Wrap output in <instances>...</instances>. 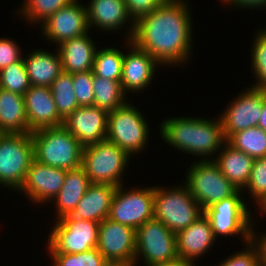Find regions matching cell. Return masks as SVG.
I'll use <instances>...</instances> for the list:
<instances>
[{
	"label": "cell",
	"instance_id": "cell-6",
	"mask_svg": "<svg viewBox=\"0 0 266 266\" xmlns=\"http://www.w3.org/2000/svg\"><path fill=\"white\" fill-rule=\"evenodd\" d=\"M34 159L30 133H0V184L19 190Z\"/></svg>",
	"mask_w": 266,
	"mask_h": 266
},
{
	"label": "cell",
	"instance_id": "cell-15",
	"mask_svg": "<svg viewBox=\"0 0 266 266\" xmlns=\"http://www.w3.org/2000/svg\"><path fill=\"white\" fill-rule=\"evenodd\" d=\"M43 36L57 45L89 31L86 6L72 1L48 17L41 25Z\"/></svg>",
	"mask_w": 266,
	"mask_h": 266
},
{
	"label": "cell",
	"instance_id": "cell-10",
	"mask_svg": "<svg viewBox=\"0 0 266 266\" xmlns=\"http://www.w3.org/2000/svg\"><path fill=\"white\" fill-rule=\"evenodd\" d=\"M240 192L241 190H238L229 198L213 203L204 210L216 239L219 235L237 234H241L246 244L253 239L254 228H252L251 213L241 198L242 192Z\"/></svg>",
	"mask_w": 266,
	"mask_h": 266
},
{
	"label": "cell",
	"instance_id": "cell-3",
	"mask_svg": "<svg viewBox=\"0 0 266 266\" xmlns=\"http://www.w3.org/2000/svg\"><path fill=\"white\" fill-rule=\"evenodd\" d=\"M30 134L38 162L66 171L81 167L84 146L63 125Z\"/></svg>",
	"mask_w": 266,
	"mask_h": 266
},
{
	"label": "cell",
	"instance_id": "cell-47",
	"mask_svg": "<svg viewBox=\"0 0 266 266\" xmlns=\"http://www.w3.org/2000/svg\"><path fill=\"white\" fill-rule=\"evenodd\" d=\"M221 1L228 4L231 0H221Z\"/></svg>",
	"mask_w": 266,
	"mask_h": 266
},
{
	"label": "cell",
	"instance_id": "cell-44",
	"mask_svg": "<svg viewBox=\"0 0 266 266\" xmlns=\"http://www.w3.org/2000/svg\"><path fill=\"white\" fill-rule=\"evenodd\" d=\"M258 127H260L266 132V89H265V97L263 102V109L258 122Z\"/></svg>",
	"mask_w": 266,
	"mask_h": 266
},
{
	"label": "cell",
	"instance_id": "cell-25",
	"mask_svg": "<svg viewBox=\"0 0 266 266\" xmlns=\"http://www.w3.org/2000/svg\"><path fill=\"white\" fill-rule=\"evenodd\" d=\"M219 157L211 159L221 173L239 190L244 189L249 181L254 159L244 152L233 148L227 142Z\"/></svg>",
	"mask_w": 266,
	"mask_h": 266
},
{
	"label": "cell",
	"instance_id": "cell-19",
	"mask_svg": "<svg viewBox=\"0 0 266 266\" xmlns=\"http://www.w3.org/2000/svg\"><path fill=\"white\" fill-rule=\"evenodd\" d=\"M128 53H123L121 84L123 91H140L149 86L153 80L156 65L159 63L146 51L128 40Z\"/></svg>",
	"mask_w": 266,
	"mask_h": 266
},
{
	"label": "cell",
	"instance_id": "cell-13",
	"mask_svg": "<svg viewBox=\"0 0 266 266\" xmlns=\"http://www.w3.org/2000/svg\"><path fill=\"white\" fill-rule=\"evenodd\" d=\"M265 89L252 87L237 96L220 116L226 140L234 133L258 127Z\"/></svg>",
	"mask_w": 266,
	"mask_h": 266
},
{
	"label": "cell",
	"instance_id": "cell-46",
	"mask_svg": "<svg viewBox=\"0 0 266 266\" xmlns=\"http://www.w3.org/2000/svg\"><path fill=\"white\" fill-rule=\"evenodd\" d=\"M260 208V210H262L261 212H262V214H263V211H264V213H266V201H265V203L261 206V207H259Z\"/></svg>",
	"mask_w": 266,
	"mask_h": 266
},
{
	"label": "cell",
	"instance_id": "cell-26",
	"mask_svg": "<svg viewBox=\"0 0 266 266\" xmlns=\"http://www.w3.org/2000/svg\"><path fill=\"white\" fill-rule=\"evenodd\" d=\"M0 133H30L24 96L1 88Z\"/></svg>",
	"mask_w": 266,
	"mask_h": 266
},
{
	"label": "cell",
	"instance_id": "cell-14",
	"mask_svg": "<svg viewBox=\"0 0 266 266\" xmlns=\"http://www.w3.org/2000/svg\"><path fill=\"white\" fill-rule=\"evenodd\" d=\"M97 248L106 261L135 262L136 230L106 218L99 223Z\"/></svg>",
	"mask_w": 266,
	"mask_h": 266
},
{
	"label": "cell",
	"instance_id": "cell-11",
	"mask_svg": "<svg viewBox=\"0 0 266 266\" xmlns=\"http://www.w3.org/2000/svg\"><path fill=\"white\" fill-rule=\"evenodd\" d=\"M140 256L147 266H157L176 260V234L159 220L146 221L136 230L135 264L138 263Z\"/></svg>",
	"mask_w": 266,
	"mask_h": 266
},
{
	"label": "cell",
	"instance_id": "cell-20",
	"mask_svg": "<svg viewBox=\"0 0 266 266\" xmlns=\"http://www.w3.org/2000/svg\"><path fill=\"white\" fill-rule=\"evenodd\" d=\"M86 11L89 28L95 25L100 30L116 31L130 21L131 29L129 28L127 40L132 38L135 23L131 20L124 0H90Z\"/></svg>",
	"mask_w": 266,
	"mask_h": 266
},
{
	"label": "cell",
	"instance_id": "cell-2",
	"mask_svg": "<svg viewBox=\"0 0 266 266\" xmlns=\"http://www.w3.org/2000/svg\"><path fill=\"white\" fill-rule=\"evenodd\" d=\"M218 118L217 121L199 117L170 118L161 123L160 134L175 149L208 158L226 143L222 121Z\"/></svg>",
	"mask_w": 266,
	"mask_h": 266
},
{
	"label": "cell",
	"instance_id": "cell-42",
	"mask_svg": "<svg viewBox=\"0 0 266 266\" xmlns=\"http://www.w3.org/2000/svg\"><path fill=\"white\" fill-rule=\"evenodd\" d=\"M256 236L254 233L253 240L256 241L260 251V266H266V234L260 236L261 238Z\"/></svg>",
	"mask_w": 266,
	"mask_h": 266
},
{
	"label": "cell",
	"instance_id": "cell-41",
	"mask_svg": "<svg viewBox=\"0 0 266 266\" xmlns=\"http://www.w3.org/2000/svg\"><path fill=\"white\" fill-rule=\"evenodd\" d=\"M234 4V7L237 6V8H263L264 6L266 7V0H231L228 5Z\"/></svg>",
	"mask_w": 266,
	"mask_h": 266
},
{
	"label": "cell",
	"instance_id": "cell-17",
	"mask_svg": "<svg viewBox=\"0 0 266 266\" xmlns=\"http://www.w3.org/2000/svg\"><path fill=\"white\" fill-rule=\"evenodd\" d=\"M67 171L56 167L47 166L33 160L19 192L26 193L34 203L53 200L61 190Z\"/></svg>",
	"mask_w": 266,
	"mask_h": 266
},
{
	"label": "cell",
	"instance_id": "cell-18",
	"mask_svg": "<svg viewBox=\"0 0 266 266\" xmlns=\"http://www.w3.org/2000/svg\"><path fill=\"white\" fill-rule=\"evenodd\" d=\"M23 96L30 133L63 125L50 87L30 86Z\"/></svg>",
	"mask_w": 266,
	"mask_h": 266
},
{
	"label": "cell",
	"instance_id": "cell-34",
	"mask_svg": "<svg viewBox=\"0 0 266 266\" xmlns=\"http://www.w3.org/2000/svg\"><path fill=\"white\" fill-rule=\"evenodd\" d=\"M252 46V68L256 83L252 87L266 89V30L257 32Z\"/></svg>",
	"mask_w": 266,
	"mask_h": 266
},
{
	"label": "cell",
	"instance_id": "cell-32",
	"mask_svg": "<svg viewBox=\"0 0 266 266\" xmlns=\"http://www.w3.org/2000/svg\"><path fill=\"white\" fill-rule=\"evenodd\" d=\"M30 86L23 58L0 70L1 89L24 95Z\"/></svg>",
	"mask_w": 266,
	"mask_h": 266
},
{
	"label": "cell",
	"instance_id": "cell-39",
	"mask_svg": "<svg viewBox=\"0 0 266 266\" xmlns=\"http://www.w3.org/2000/svg\"><path fill=\"white\" fill-rule=\"evenodd\" d=\"M127 11L136 23L141 18L147 16L153 10L157 9L166 0H124ZM133 17V18H132Z\"/></svg>",
	"mask_w": 266,
	"mask_h": 266
},
{
	"label": "cell",
	"instance_id": "cell-28",
	"mask_svg": "<svg viewBox=\"0 0 266 266\" xmlns=\"http://www.w3.org/2000/svg\"><path fill=\"white\" fill-rule=\"evenodd\" d=\"M93 92V105L107 113H111L127 103V93L123 91L122 84L118 81L93 74Z\"/></svg>",
	"mask_w": 266,
	"mask_h": 266
},
{
	"label": "cell",
	"instance_id": "cell-43",
	"mask_svg": "<svg viewBox=\"0 0 266 266\" xmlns=\"http://www.w3.org/2000/svg\"><path fill=\"white\" fill-rule=\"evenodd\" d=\"M157 266H195L194 261L187 260L184 258H177L176 260H172L165 264H160Z\"/></svg>",
	"mask_w": 266,
	"mask_h": 266
},
{
	"label": "cell",
	"instance_id": "cell-12",
	"mask_svg": "<svg viewBox=\"0 0 266 266\" xmlns=\"http://www.w3.org/2000/svg\"><path fill=\"white\" fill-rule=\"evenodd\" d=\"M108 218L137 230L146 221L154 219V187L124 191L116 188Z\"/></svg>",
	"mask_w": 266,
	"mask_h": 266
},
{
	"label": "cell",
	"instance_id": "cell-4",
	"mask_svg": "<svg viewBox=\"0 0 266 266\" xmlns=\"http://www.w3.org/2000/svg\"><path fill=\"white\" fill-rule=\"evenodd\" d=\"M164 188L154 187V219L177 234L188 228L204 211L185 185Z\"/></svg>",
	"mask_w": 266,
	"mask_h": 266
},
{
	"label": "cell",
	"instance_id": "cell-31",
	"mask_svg": "<svg viewBox=\"0 0 266 266\" xmlns=\"http://www.w3.org/2000/svg\"><path fill=\"white\" fill-rule=\"evenodd\" d=\"M123 51L110 47L96 50L93 74L120 82L122 76Z\"/></svg>",
	"mask_w": 266,
	"mask_h": 266
},
{
	"label": "cell",
	"instance_id": "cell-16",
	"mask_svg": "<svg viewBox=\"0 0 266 266\" xmlns=\"http://www.w3.org/2000/svg\"><path fill=\"white\" fill-rule=\"evenodd\" d=\"M108 113L96 106L78 107L63 120V126L83 145L106 140Z\"/></svg>",
	"mask_w": 266,
	"mask_h": 266
},
{
	"label": "cell",
	"instance_id": "cell-35",
	"mask_svg": "<svg viewBox=\"0 0 266 266\" xmlns=\"http://www.w3.org/2000/svg\"><path fill=\"white\" fill-rule=\"evenodd\" d=\"M52 266H103L105 258L98 251V248L90 249L77 254H50Z\"/></svg>",
	"mask_w": 266,
	"mask_h": 266
},
{
	"label": "cell",
	"instance_id": "cell-5",
	"mask_svg": "<svg viewBox=\"0 0 266 266\" xmlns=\"http://www.w3.org/2000/svg\"><path fill=\"white\" fill-rule=\"evenodd\" d=\"M130 156L116 144L104 140L83 147L82 165L91 183L122 185V174Z\"/></svg>",
	"mask_w": 266,
	"mask_h": 266
},
{
	"label": "cell",
	"instance_id": "cell-33",
	"mask_svg": "<svg viewBox=\"0 0 266 266\" xmlns=\"http://www.w3.org/2000/svg\"><path fill=\"white\" fill-rule=\"evenodd\" d=\"M18 12L24 15L29 22L43 23L62 7L68 6L74 0H25ZM37 21V22H36Z\"/></svg>",
	"mask_w": 266,
	"mask_h": 266
},
{
	"label": "cell",
	"instance_id": "cell-30",
	"mask_svg": "<svg viewBox=\"0 0 266 266\" xmlns=\"http://www.w3.org/2000/svg\"><path fill=\"white\" fill-rule=\"evenodd\" d=\"M59 116L64 120L78 107L72 74L62 72L50 85Z\"/></svg>",
	"mask_w": 266,
	"mask_h": 266
},
{
	"label": "cell",
	"instance_id": "cell-7",
	"mask_svg": "<svg viewBox=\"0 0 266 266\" xmlns=\"http://www.w3.org/2000/svg\"><path fill=\"white\" fill-rule=\"evenodd\" d=\"M204 156L188 170L185 186L204 211L213 203L234 195L237 189L219 170L213 160Z\"/></svg>",
	"mask_w": 266,
	"mask_h": 266
},
{
	"label": "cell",
	"instance_id": "cell-1",
	"mask_svg": "<svg viewBox=\"0 0 266 266\" xmlns=\"http://www.w3.org/2000/svg\"><path fill=\"white\" fill-rule=\"evenodd\" d=\"M188 8L183 0H166L135 23L131 41L163 66L187 62L193 44Z\"/></svg>",
	"mask_w": 266,
	"mask_h": 266
},
{
	"label": "cell",
	"instance_id": "cell-22",
	"mask_svg": "<svg viewBox=\"0 0 266 266\" xmlns=\"http://www.w3.org/2000/svg\"><path fill=\"white\" fill-rule=\"evenodd\" d=\"M116 186L91 183L70 214L72 217L100 223L108 218Z\"/></svg>",
	"mask_w": 266,
	"mask_h": 266
},
{
	"label": "cell",
	"instance_id": "cell-38",
	"mask_svg": "<svg viewBox=\"0 0 266 266\" xmlns=\"http://www.w3.org/2000/svg\"><path fill=\"white\" fill-rule=\"evenodd\" d=\"M248 248L230 255L221 261L219 266H260V251L256 242L252 239L246 245ZM217 265V266H218Z\"/></svg>",
	"mask_w": 266,
	"mask_h": 266
},
{
	"label": "cell",
	"instance_id": "cell-37",
	"mask_svg": "<svg viewBox=\"0 0 266 266\" xmlns=\"http://www.w3.org/2000/svg\"><path fill=\"white\" fill-rule=\"evenodd\" d=\"M74 93L79 107L93 106V71L72 74Z\"/></svg>",
	"mask_w": 266,
	"mask_h": 266
},
{
	"label": "cell",
	"instance_id": "cell-40",
	"mask_svg": "<svg viewBox=\"0 0 266 266\" xmlns=\"http://www.w3.org/2000/svg\"><path fill=\"white\" fill-rule=\"evenodd\" d=\"M18 47L15 41L0 38V70L22 59Z\"/></svg>",
	"mask_w": 266,
	"mask_h": 266
},
{
	"label": "cell",
	"instance_id": "cell-8",
	"mask_svg": "<svg viewBox=\"0 0 266 266\" xmlns=\"http://www.w3.org/2000/svg\"><path fill=\"white\" fill-rule=\"evenodd\" d=\"M55 223L48 237L49 254H77L97 248L98 222L77 219L69 214Z\"/></svg>",
	"mask_w": 266,
	"mask_h": 266
},
{
	"label": "cell",
	"instance_id": "cell-23",
	"mask_svg": "<svg viewBox=\"0 0 266 266\" xmlns=\"http://www.w3.org/2000/svg\"><path fill=\"white\" fill-rule=\"evenodd\" d=\"M58 47L63 72L74 74L93 70L97 47L88 33L64 41Z\"/></svg>",
	"mask_w": 266,
	"mask_h": 266
},
{
	"label": "cell",
	"instance_id": "cell-45",
	"mask_svg": "<svg viewBox=\"0 0 266 266\" xmlns=\"http://www.w3.org/2000/svg\"><path fill=\"white\" fill-rule=\"evenodd\" d=\"M103 266H135V262L128 261H106Z\"/></svg>",
	"mask_w": 266,
	"mask_h": 266
},
{
	"label": "cell",
	"instance_id": "cell-9",
	"mask_svg": "<svg viewBox=\"0 0 266 266\" xmlns=\"http://www.w3.org/2000/svg\"><path fill=\"white\" fill-rule=\"evenodd\" d=\"M148 131L145 117L130 103L108 113L106 140L116 144L128 155L138 154V151L145 148Z\"/></svg>",
	"mask_w": 266,
	"mask_h": 266
},
{
	"label": "cell",
	"instance_id": "cell-27",
	"mask_svg": "<svg viewBox=\"0 0 266 266\" xmlns=\"http://www.w3.org/2000/svg\"><path fill=\"white\" fill-rule=\"evenodd\" d=\"M90 184L89 177L82 167L67 171L63 186L54 198L57 219L73 212Z\"/></svg>",
	"mask_w": 266,
	"mask_h": 266
},
{
	"label": "cell",
	"instance_id": "cell-21",
	"mask_svg": "<svg viewBox=\"0 0 266 266\" xmlns=\"http://www.w3.org/2000/svg\"><path fill=\"white\" fill-rule=\"evenodd\" d=\"M215 240L210 220L203 213L188 228L176 234L178 258L195 261L208 252Z\"/></svg>",
	"mask_w": 266,
	"mask_h": 266
},
{
	"label": "cell",
	"instance_id": "cell-24",
	"mask_svg": "<svg viewBox=\"0 0 266 266\" xmlns=\"http://www.w3.org/2000/svg\"><path fill=\"white\" fill-rule=\"evenodd\" d=\"M31 86L50 87L53 81L63 72L59 53L34 50L23 58Z\"/></svg>",
	"mask_w": 266,
	"mask_h": 266
},
{
	"label": "cell",
	"instance_id": "cell-29",
	"mask_svg": "<svg viewBox=\"0 0 266 266\" xmlns=\"http://www.w3.org/2000/svg\"><path fill=\"white\" fill-rule=\"evenodd\" d=\"M226 142L253 159L266 157V132L260 127H252L232 134Z\"/></svg>",
	"mask_w": 266,
	"mask_h": 266
},
{
	"label": "cell",
	"instance_id": "cell-36",
	"mask_svg": "<svg viewBox=\"0 0 266 266\" xmlns=\"http://www.w3.org/2000/svg\"><path fill=\"white\" fill-rule=\"evenodd\" d=\"M250 190L251 197L256 200L258 206H262L266 201V157L254 159L251 175L248 183L244 187ZM248 188V189H247Z\"/></svg>",
	"mask_w": 266,
	"mask_h": 266
}]
</instances>
